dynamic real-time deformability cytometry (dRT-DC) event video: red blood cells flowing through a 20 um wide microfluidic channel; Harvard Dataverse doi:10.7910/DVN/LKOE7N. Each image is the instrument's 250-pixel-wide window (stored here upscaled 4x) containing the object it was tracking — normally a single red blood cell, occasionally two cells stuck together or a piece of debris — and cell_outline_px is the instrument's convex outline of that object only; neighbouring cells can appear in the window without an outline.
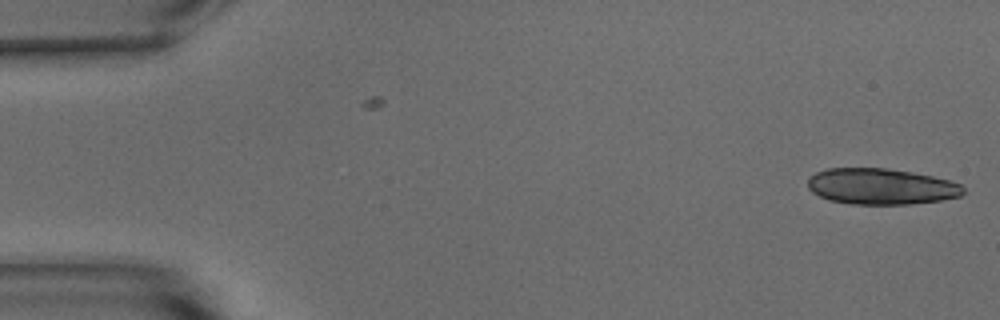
{"species": "common noctule bat (a hibernating species)", "species_latin": "Nyctalus noctula", "temperature_condition": "warm", "stored_images_in_passage": 8, "camera_frame_rate_fps": 3000, "um_per_image_px": 0.085, "animal": {"sex": "male", "body_mass_g": 15.6}, "frame": {"image": 1, "passage_image": 8, "time_ms": 2.333, "image_size_px": [1000, 320], "cell_outline_px": [[964, 192], [960, 196], [940, 200], [908, 204], [852, 204], [828, 200], [812, 192], [808, 188], [808, 180], [816, 172], [828, 168], [888, 168], [912, 172], [932, 176], [948, 180], [960, 184], [964, 188]], "centroid_in_image_um": [74.88, 15.85], "position_along_channel_um": 10.1, "area_um2": 32.54}}